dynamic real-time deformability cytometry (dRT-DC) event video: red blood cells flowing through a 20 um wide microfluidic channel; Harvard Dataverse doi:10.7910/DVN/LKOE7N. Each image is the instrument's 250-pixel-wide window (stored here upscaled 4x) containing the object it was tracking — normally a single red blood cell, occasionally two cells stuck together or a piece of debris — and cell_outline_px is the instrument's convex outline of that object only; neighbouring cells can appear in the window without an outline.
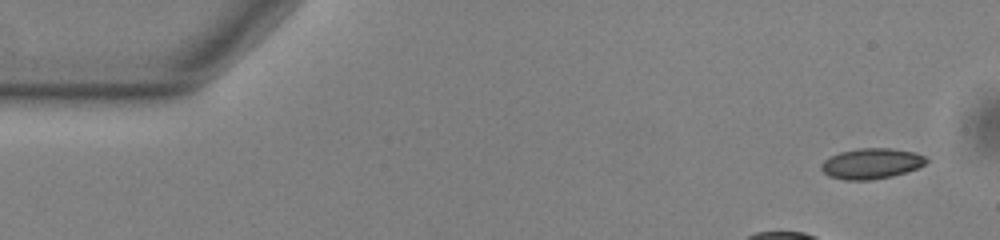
{"species": "common noctule bat (a hibernating species)", "species_latin": "Nyctalus noctula", "temperature_condition": "warm", "stored_images_in_passage": 9, "segment_of_instrument_passage": [2, 2], "camera_frame_rate_fps": 3000, "um_per_image_px": 0.085, "animal": {"sex": "male", "body_mass_g": 13.0, "forearm_length_mm": 53.1}, "frame": {"image": 1, "passage_image": 9, "time_ms": 2.667, "image_size_px": [1000, 240], "cell_outline_px": [[928, 160], [924, 164], [916, 168], [892, 176], [868, 180], [844, 180], [828, 176], [820, 168], [820, 164], [824, 160], [840, 152], [860, 148], [888, 148], [916, 152], [924, 156]], "centroid_in_image_um": [74.04, 13.9], "position_along_channel_um": 11.0, "area_um2": 18.55}}